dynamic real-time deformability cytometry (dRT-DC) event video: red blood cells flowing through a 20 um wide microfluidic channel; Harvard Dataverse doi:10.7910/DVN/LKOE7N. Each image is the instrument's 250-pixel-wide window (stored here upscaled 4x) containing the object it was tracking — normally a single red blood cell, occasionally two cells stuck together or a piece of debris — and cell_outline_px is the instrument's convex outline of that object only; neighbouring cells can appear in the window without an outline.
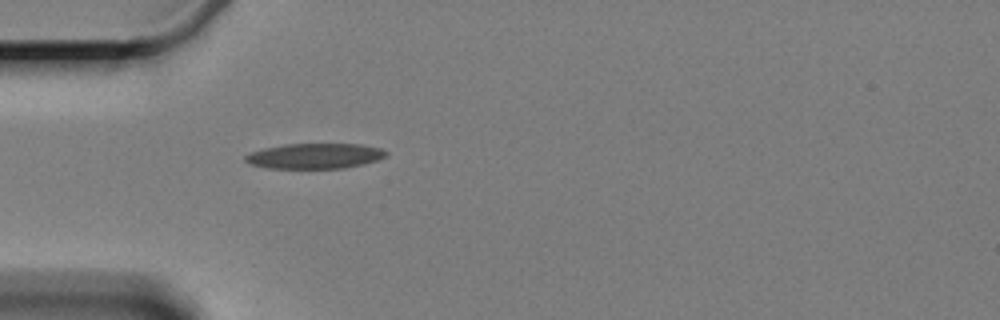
{"species": "Egyptian fruit bat (a non-hibernating species)", "species_latin": "Rousettus aegyptiacus", "temperature_condition": "cold", "stored_images_in_passage": 1, "camera_frame_rate_fps": 3000, "um_per_image_px": 0.085, "animal": {"sex": "female"}, "frame": {"image": 1, "passage_image": 1, "time_ms": 0.0, "image_size_px": [1000, 320], "cell_outline_px": [[388, 156], [364, 164], [344, 168], [268, 168], [252, 164], [244, 160], [244, 156], [252, 152], [264, 148], [284, 144], [364, 144], [380, 148], [388, 152]], "centroid_in_image_um": [26.8, 13.25], "position_along_channel_um": 58.2, "area_um2": 20.75}}